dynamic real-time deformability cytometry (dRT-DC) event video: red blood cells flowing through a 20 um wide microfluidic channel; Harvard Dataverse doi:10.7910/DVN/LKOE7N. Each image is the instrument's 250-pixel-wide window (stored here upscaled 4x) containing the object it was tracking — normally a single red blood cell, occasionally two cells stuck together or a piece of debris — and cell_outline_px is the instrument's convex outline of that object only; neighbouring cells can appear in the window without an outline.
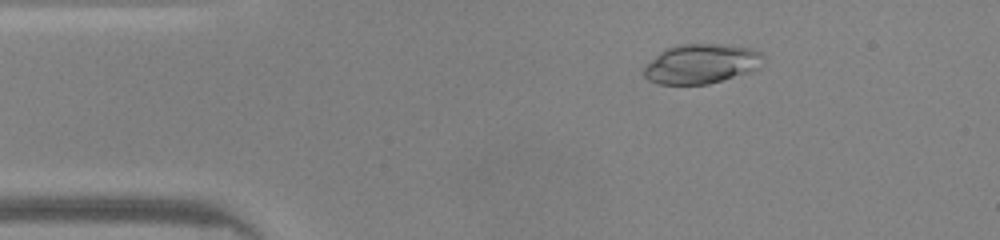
{"species": "common noctule bat (a hibernating species)", "species_latin": "Nyctalus noctula", "temperature_condition": "warm", "stored_images_in_passage": 42, "camera_frame_rate_fps": 3000, "um_per_image_px": 0.085, "animal": {"sex": "male", "body_mass_g": 20.0, "forearm_length_mm": 53.3}, "frame": {"image": 1, "passage_image": 2, "time_ms": 0.333, "image_size_px": [1000, 240], "cell_outline_px": [[764, 56], [760, 68], [748, 72], [708, 84], [656, 84], [648, 80], [644, 76], [644, 64], [664, 48], [680, 44], [728, 44], [752, 48], [760, 52]], "centroid_in_image_um": [59.58, 5.41], "position_along_channel_um": 25.4, "area_um2": 27.86}}
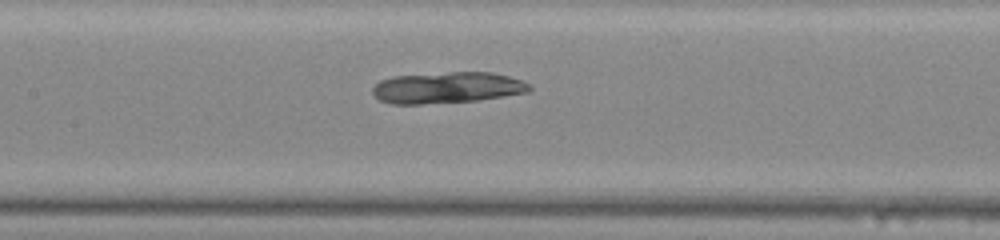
{"frame": {"image": 2, "passage_image": 16, "time_ms": 5.0, "image_size_px": [1000, 240], "cell_outline_px": [[532, 88], [528, 92], [476, 100], [420, 104], [392, 104], [380, 100], [372, 92], [372, 88], [380, 80], [392, 76], [448, 72], [492, 72], [508, 76], [520, 80], [528, 84]], "centroid_in_image_um": [37.98, 7.44], "position_along_channel_um": 169.4, "area_um2": 28.38}}
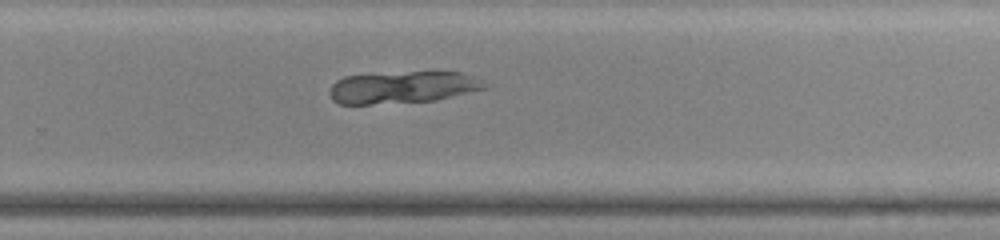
{"frame": {"image": 3, "passage_image": 25, "time_ms": 8.0, "image_size_px": [1000, 240], "cell_outline_px": [[488, 88], [436, 100], [368, 104], [340, 104], [332, 100], [328, 92], [332, 84], [336, 80], [344, 76], [368, 72], [432, 68], [436, 68], [460, 72], [476, 76], [484, 80], [488, 84]], "centroid_in_image_um": [34.28, 7.33], "position_along_channel_um": 295.5, "area_um2": 30.98}}